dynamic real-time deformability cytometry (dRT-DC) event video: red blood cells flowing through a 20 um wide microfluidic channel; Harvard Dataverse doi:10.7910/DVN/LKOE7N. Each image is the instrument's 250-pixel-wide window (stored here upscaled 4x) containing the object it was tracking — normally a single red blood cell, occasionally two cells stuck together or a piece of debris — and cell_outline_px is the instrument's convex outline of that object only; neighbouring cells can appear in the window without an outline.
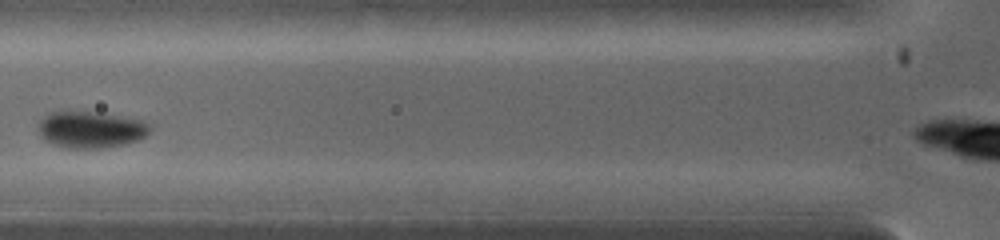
{"species": "common noctule bat (a hibernating species)", "species_latin": "Nyctalus noctula", "temperature_condition": "warm", "stored_images_in_passage": 4, "camera_frame_rate_fps": 5000, "um_per_image_px": 0.085, "animal": {"sex": "female", "body_mass_g": 19.0, "forearm_length_mm": 53.3}, "frame": {"image": 1, "passage_image": 4, "time_ms": 3.0, "image_size_px": [1000, 240], "cell_outline_px": [[152, 128], [144, 136], [136, 140], [124, 144], [100, 148], [68, 148], [52, 144], [44, 140], [40, 136], [40, 120], [44, 116], [52, 112], [92, 112], [120, 116], [144, 120]], "centroid_in_image_um": [7.71, 11.02], "position_along_channel_um": 118.1, "area_um2": 23.47}}